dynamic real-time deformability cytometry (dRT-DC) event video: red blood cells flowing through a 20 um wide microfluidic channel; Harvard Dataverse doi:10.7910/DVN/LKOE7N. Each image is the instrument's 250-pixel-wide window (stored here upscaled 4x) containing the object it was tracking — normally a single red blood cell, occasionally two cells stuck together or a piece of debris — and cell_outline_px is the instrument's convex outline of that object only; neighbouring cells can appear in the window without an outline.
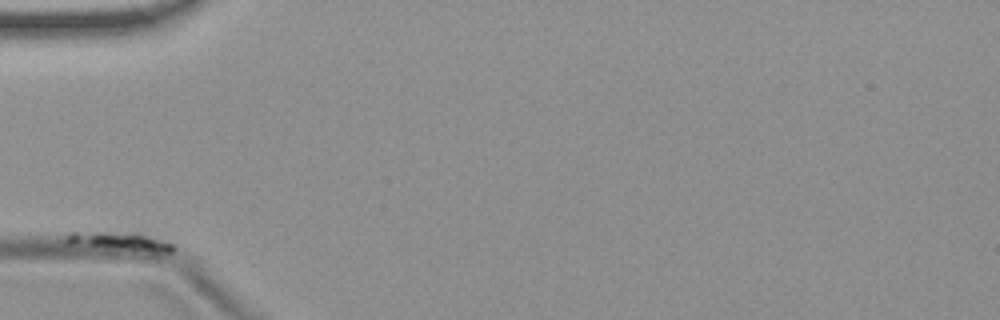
{"species": "common noctule bat (a hibernating species)", "species_latin": "Nyctalus noctula", "temperature_condition": "room temperature", "stored_images_in_passage": 7, "camera_frame_rate_fps": 3000, "um_per_image_px": 0.085, "animal": {"sex": "female", "body_mass_g": 19.9}, "frame": {"image": 1, "passage_image": 1, "time_ms": 0.0, "image_size_px": [1000, 320], "cell_outline_px": [[176, 248], [172, 252], [156, 256], [64, 244], [64, 240], [72, 232], [76, 232], [144, 236], [172, 244]], "centroid_in_image_um": [10.23, 20.68], "position_along_channel_um": 74.8, "area_um2": 11.79}}
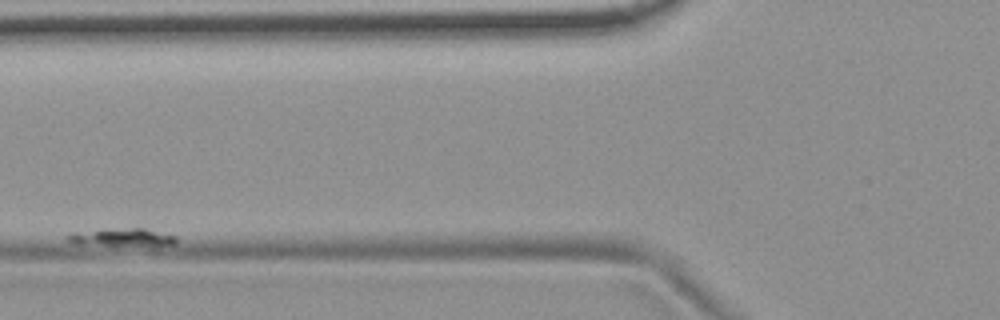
{"frame": {"image": 2, "passage_image": 3, "time_ms": 3.333, "image_size_px": [1000, 320], "cell_outline_px": [[176, 244], [76, 244], [68, 240], [64, 236], [76, 232], [132, 228], [144, 228], [176, 236]], "centroid_in_image_um": [10.36, 20.15], "position_along_channel_um": 115.4, "area_um2": 10.4}}